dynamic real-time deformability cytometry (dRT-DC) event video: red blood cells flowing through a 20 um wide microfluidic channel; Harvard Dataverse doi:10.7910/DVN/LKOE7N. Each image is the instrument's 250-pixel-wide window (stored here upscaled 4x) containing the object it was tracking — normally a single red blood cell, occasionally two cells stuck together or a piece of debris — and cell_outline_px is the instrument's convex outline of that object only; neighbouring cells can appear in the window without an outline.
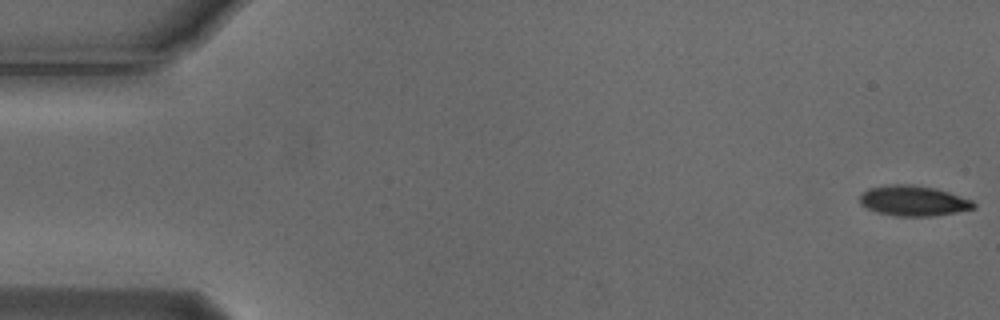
{"species": "Egyptian fruit bat (a non-hibernating species)", "species_latin": "Rousettus aegyptiacus", "temperature_condition": "cold", "stored_images_in_passage": 55, "camera_frame_rate_fps": 3000, "um_per_image_px": 0.085, "animal": {"sex": "male"}, "frame": {"image": 1, "passage_image": 1, "time_ms": 0.0, "image_size_px": [1000, 320], "cell_outline_px": [[976, 208], [956, 212], [928, 216], [896, 216], [880, 212], [868, 208], [860, 204], [860, 192], [868, 188], [884, 184], [912, 184], [936, 188], [972, 200], [976, 204]], "centroid_in_image_um": [77.62, 17.04], "position_along_channel_um": 7.4, "area_um2": 20.17}}
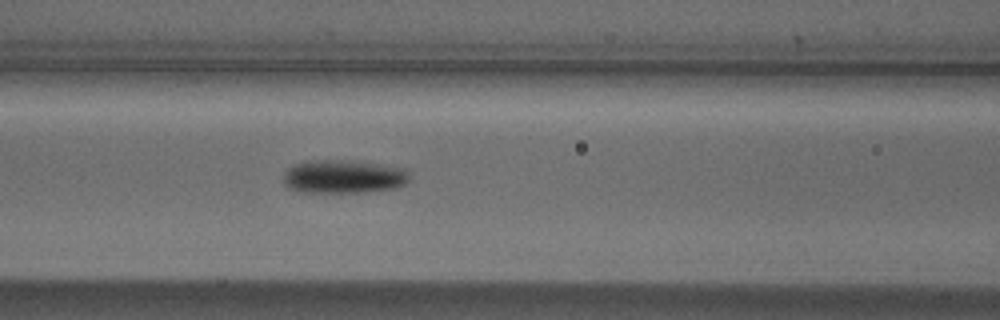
{"frame": {"image": 2, "passage_image": 23, "time_ms": 7.333, "image_size_px": [1000, 320], "cell_outline_px": [[408, 180], [404, 184], [396, 188], [364, 192], [304, 192], [288, 188], [284, 184], [284, 172], [292, 164], [308, 160], [356, 160], [404, 168], [408, 172]], "centroid_in_image_um": [29.17, 15.0], "position_along_channel_um": 137.4, "area_um2": 24.8}}
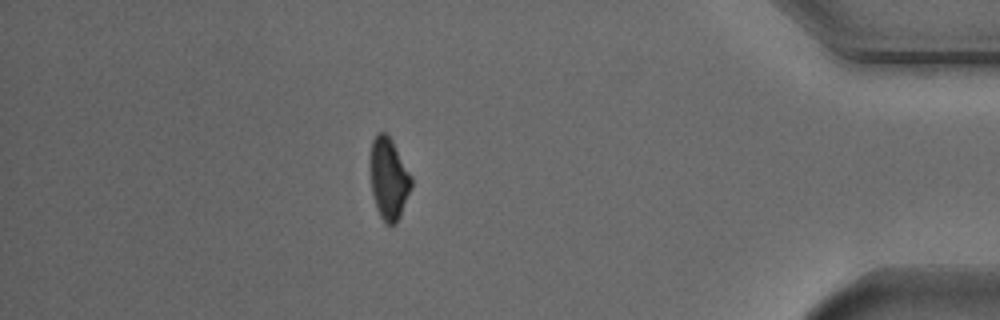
{"frame": {"image": 3, "passage_image": 48, "time_ms": 15.667, "image_size_px": [1000, 320], "cell_outline_px": [[412, 188], [400, 216], [396, 224], [384, 224], [376, 208], [372, 192], [372, 140], [380, 132], [384, 132], [392, 140], [412, 176]], "centroid_in_image_um": [33.09, 15.24], "position_along_channel_um": 402.1, "area_um2": 19.19}, "authors_computed_cell_mechanics": {"area_um2": 21.097, "velocity_mm_per_s": 3.7263, "shape_relaxation_time_tau1_ms": 2.5397, "shape_relaxation_time_tau2_ms": null, "deformation_change_tau1": 0.1161, "deformation_change_tau2": null}}